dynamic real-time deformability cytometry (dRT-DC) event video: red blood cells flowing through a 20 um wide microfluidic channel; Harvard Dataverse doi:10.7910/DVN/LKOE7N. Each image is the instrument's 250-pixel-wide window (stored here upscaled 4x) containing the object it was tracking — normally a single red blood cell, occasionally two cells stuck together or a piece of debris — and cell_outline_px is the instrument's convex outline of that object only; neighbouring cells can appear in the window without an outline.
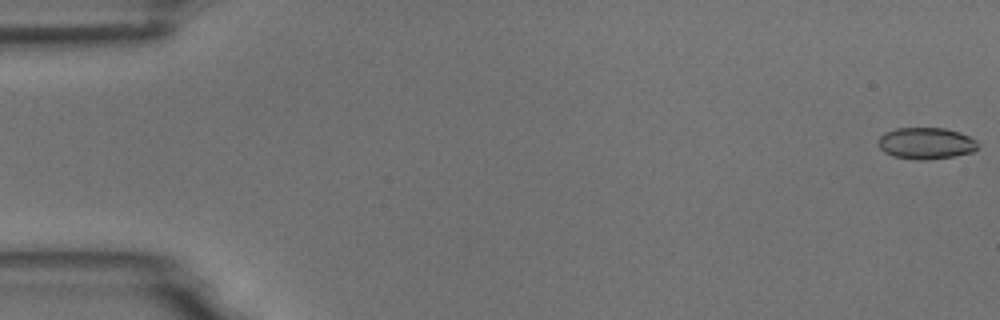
{"species": "common noctule bat (a hibernating species)", "species_latin": "Nyctalus noctula", "temperature_condition": "room temperature", "stored_images_in_passage": 55, "camera_frame_rate_fps": 3000, "um_per_image_px": 0.085, "animal": {"sex": "male", "body_mass_g": 18.8}, "frame": {"image": 1, "passage_image": 1, "time_ms": 0.0, "image_size_px": [1000, 320], "cell_outline_px": [[980, 148], [972, 152], [956, 156], [928, 160], [920, 160], [892, 156], [884, 152], [880, 148], [876, 140], [884, 132], [896, 128], [944, 128], [960, 132], [976, 140]], "centroid_in_image_um": [78.71, 12.18], "position_along_channel_um": 6.3, "area_um2": 18.61}}
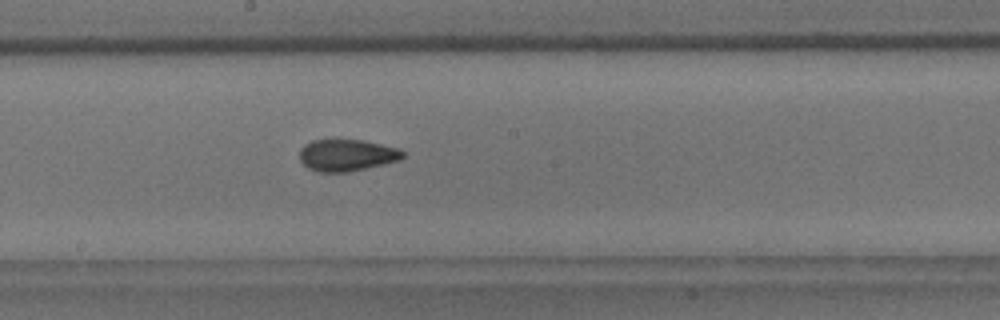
{"frame": {"image": 2, "passage_image": 30, "time_ms": 9.667, "image_size_px": [1000, 320], "cell_outline_px": [[404, 156], [400, 160], [384, 164], [348, 172], [316, 172], [308, 168], [300, 160], [300, 148], [304, 144], [312, 140], [332, 136], [364, 140], [400, 148], [404, 152]], "centroid_in_image_um": [29.45, 13.14], "position_along_channel_um": 218.8, "area_um2": 20.0}}
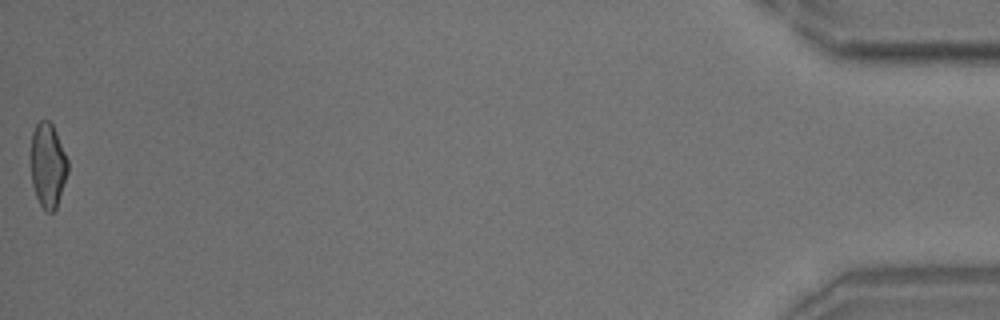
{"frame": {"image": 3, "passage_image": 55, "time_ms": 18.0, "image_size_px": [1000, 320], "cell_outline_px": [[68, 172], [56, 208], [52, 212], [48, 212], [40, 204], [36, 196], [32, 184], [32, 132], [36, 124], [40, 120], [48, 120], [52, 124], [56, 132], [68, 160]], "centroid_in_image_um": [4.08, 14.04], "position_along_channel_um": 431.1, "area_um2": 17.92}, "authors_computed_cell_mechanics": {"area_um2": 19.0162, "velocity_mm_per_s": 3.7177, "shape_relaxation_time_tau1_ms": 6.9562, "shape_relaxation_time_tau2_ms": 1.9429, "deformation_change_tau1": 0.1546, "deformation_change_tau2": 0.0705}}